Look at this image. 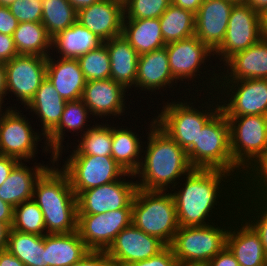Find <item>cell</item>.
<instances>
[{
    "label": "cell",
    "mask_w": 267,
    "mask_h": 266,
    "mask_svg": "<svg viewBox=\"0 0 267 266\" xmlns=\"http://www.w3.org/2000/svg\"><path fill=\"white\" fill-rule=\"evenodd\" d=\"M180 181L170 190L180 227L213 224L238 210L244 185L233 174L217 169H193Z\"/></svg>",
    "instance_id": "1"
},
{
    "label": "cell",
    "mask_w": 267,
    "mask_h": 266,
    "mask_svg": "<svg viewBox=\"0 0 267 266\" xmlns=\"http://www.w3.org/2000/svg\"><path fill=\"white\" fill-rule=\"evenodd\" d=\"M152 117L144 121L148 128L141 125V135L144 129L146 140L143 143L141 164L134 177L137 188L170 191L194 168L189 162L187 151L164 132ZM147 120L150 122L148 125Z\"/></svg>",
    "instance_id": "2"
},
{
    "label": "cell",
    "mask_w": 267,
    "mask_h": 266,
    "mask_svg": "<svg viewBox=\"0 0 267 266\" xmlns=\"http://www.w3.org/2000/svg\"><path fill=\"white\" fill-rule=\"evenodd\" d=\"M160 101L152 104L160 106H157L159 110L154 108V114L152 111L150 114L154 115L155 123L186 151L196 144L204 125L221 109L215 92H194L177 97V100L169 97L167 101Z\"/></svg>",
    "instance_id": "3"
},
{
    "label": "cell",
    "mask_w": 267,
    "mask_h": 266,
    "mask_svg": "<svg viewBox=\"0 0 267 266\" xmlns=\"http://www.w3.org/2000/svg\"><path fill=\"white\" fill-rule=\"evenodd\" d=\"M32 199L43 213L46 234L77 231V198L68 176L55 162L36 181Z\"/></svg>",
    "instance_id": "4"
},
{
    "label": "cell",
    "mask_w": 267,
    "mask_h": 266,
    "mask_svg": "<svg viewBox=\"0 0 267 266\" xmlns=\"http://www.w3.org/2000/svg\"><path fill=\"white\" fill-rule=\"evenodd\" d=\"M165 47L173 78L178 83L180 82L179 84L184 87V90H187L188 93H194V91L195 93L216 92L219 67L215 63L213 64L214 53L195 35L166 44Z\"/></svg>",
    "instance_id": "5"
},
{
    "label": "cell",
    "mask_w": 267,
    "mask_h": 266,
    "mask_svg": "<svg viewBox=\"0 0 267 266\" xmlns=\"http://www.w3.org/2000/svg\"><path fill=\"white\" fill-rule=\"evenodd\" d=\"M187 156L194 169H217L233 174L243 185L247 175L233 162L229 123L220 109L203 127Z\"/></svg>",
    "instance_id": "6"
},
{
    "label": "cell",
    "mask_w": 267,
    "mask_h": 266,
    "mask_svg": "<svg viewBox=\"0 0 267 266\" xmlns=\"http://www.w3.org/2000/svg\"><path fill=\"white\" fill-rule=\"evenodd\" d=\"M132 224L169 246L180 227L171 192L137 188L132 201Z\"/></svg>",
    "instance_id": "7"
},
{
    "label": "cell",
    "mask_w": 267,
    "mask_h": 266,
    "mask_svg": "<svg viewBox=\"0 0 267 266\" xmlns=\"http://www.w3.org/2000/svg\"><path fill=\"white\" fill-rule=\"evenodd\" d=\"M238 210L229 218L204 226L179 227L169 245L178 262L208 264L226 247L227 234Z\"/></svg>",
    "instance_id": "8"
},
{
    "label": "cell",
    "mask_w": 267,
    "mask_h": 266,
    "mask_svg": "<svg viewBox=\"0 0 267 266\" xmlns=\"http://www.w3.org/2000/svg\"><path fill=\"white\" fill-rule=\"evenodd\" d=\"M233 162L250 174L267 157V116H226Z\"/></svg>",
    "instance_id": "9"
},
{
    "label": "cell",
    "mask_w": 267,
    "mask_h": 266,
    "mask_svg": "<svg viewBox=\"0 0 267 266\" xmlns=\"http://www.w3.org/2000/svg\"><path fill=\"white\" fill-rule=\"evenodd\" d=\"M24 112V108L23 111L20 108H10L3 116L0 123V155L13 157L19 161L34 162L37 160L35 157H38V152L41 151L39 147L43 148L44 157L48 154L53 155L47 146L45 136L38 128L35 129L34 123L31 125V118Z\"/></svg>",
    "instance_id": "10"
},
{
    "label": "cell",
    "mask_w": 267,
    "mask_h": 266,
    "mask_svg": "<svg viewBox=\"0 0 267 266\" xmlns=\"http://www.w3.org/2000/svg\"><path fill=\"white\" fill-rule=\"evenodd\" d=\"M54 162L68 176L76 196L82 191L117 181L126 174L112 156L68 154L63 159L54 156Z\"/></svg>",
    "instance_id": "11"
},
{
    "label": "cell",
    "mask_w": 267,
    "mask_h": 266,
    "mask_svg": "<svg viewBox=\"0 0 267 266\" xmlns=\"http://www.w3.org/2000/svg\"><path fill=\"white\" fill-rule=\"evenodd\" d=\"M215 93L225 116H267V79L218 81Z\"/></svg>",
    "instance_id": "12"
},
{
    "label": "cell",
    "mask_w": 267,
    "mask_h": 266,
    "mask_svg": "<svg viewBox=\"0 0 267 266\" xmlns=\"http://www.w3.org/2000/svg\"><path fill=\"white\" fill-rule=\"evenodd\" d=\"M262 37L261 15L246 3L234 4L224 40L213 52L215 64L220 68L235 53L246 50Z\"/></svg>",
    "instance_id": "13"
},
{
    "label": "cell",
    "mask_w": 267,
    "mask_h": 266,
    "mask_svg": "<svg viewBox=\"0 0 267 266\" xmlns=\"http://www.w3.org/2000/svg\"><path fill=\"white\" fill-rule=\"evenodd\" d=\"M181 89L183 90L180 91ZM132 91H134L138 96L141 93H145L146 97L144 95L143 96L141 95L139 96L141 98L142 97L148 98L147 97L148 93L150 94L149 95L150 97L153 94L154 96H156L154 100L157 99V101L159 99L163 100L164 95L166 97L165 99L167 100L169 96H166V95H169V94L172 96V98L181 97L182 94L184 95L188 94L187 91L184 90L183 87H180V84H178V82L173 78V75H172V72L169 66V58H168V54L166 51V47L151 51L149 53L139 55L135 88ZM167 91L168 92L170 91L171 93L169 92L168 94ZM174 93H177V94L174 95ZM156 94L157 95L160 94L161 96H163V98L162 97L157 98ZM177 95H180V96H177Z\"/></svg>",
    "instance_id": "14"
},
{
    "label": "cell",
    "mask_w": 267,
    "mask_h": 266,
    "mask_svg": "<svg viewBox=\"0 0 267 266\" xmlns=\"http://www.w3.org/2000/svg\"><path fill=\"white\" fill-rule=\"evenodd\" d=\"M5 64L6 92L12 102L25 108L33 99L37 89L46 79L47 57L17 55ZM14 96V97H13ZM13 97V99H12ZM16 97V100H15ZM15 100V101H14ZM19 104H21L19 106Z\"/></svg>",
    "instance_id": "15"
},
{
    "label": "cell",
    "mask_w": 267,
    "mask_h": 266,
    "mask_svg": "<svg viewBox=\"0 0 267 266\" xmlns=\"http://www.w3.org/2000/svg\"><path fill=\"white\" fill-rule=\"evenodd\" d=\"M128 93L129 90L123 85L109 78L97 81H87L81 99L90 110L93 118L97 119L96 121L101 119V122H109L113 118L111 120L112 122H114V120L119 122L121 121V118H123V122V120H126L124 118L129 116V113L131 112L130 104H134L132 103V99H129L131 98V92ZM128 99L130 101H128Z\"/></svg>",
    "instance_id": "16"
},
{
    "label": "cell",
    "mask_w": 267,
    "mask_h": 266,
    "mask_svg": "<svg viewBox=\"0 0 267 266\" xmlns=\"http://www.w3.org/2000/svg\"><path fill=\"white\" fill-rule=\"evenodd\" d=\"M136 189L134 174L126 173L117 181L82 191L76 196L78 215L132 209Z\"/></svg>",
    "instance_id": "17"
},
{
    "label": "cell",
    "mask_w": 267,
    "mask_h": 266,
    "mask_svg": "<svg viewBox=\"0 0 267 266\" xmlns=\"http://www.w3.org/2000/svg\"><path fill=\"white\" fill-rule=\"evenodd\" d=\"M132 223V209L78 215L77 232L91 251H106L116 236Z\"/></svg>",
    "instance_id": "18"
},
{
    "label": "cell",
    "mask_w": 267,
    "mask_h": 266,
    "mask_svg": "<svg viewBox=\"0 0 267 266\" xmlns=\"http://www.w3.org/2000/svg\"><path fill=\"white\" fill-rule=\"evenodd\" d=\"M166 247L163 241L146 234L131 223L116 236L105 252L115 266H126L156 256Z\"/></svg>",
    "instance_id": "19"
},
{
    "label": "cell",
    "mask_w": 267,
    "mask_h": 266,
    "mask_svg": "<svg viewBox=\"0 0 267 266\" xmlns=\"http://www.w3.org/2000/svg\"><path fill=\"white\" fill-rule=\"evenodd\" d=\"M234 2L204 0L195 13V36L214 52L223 42Z\"/></svg>",
    "instance_id": "20"
},
{
    "label": "cell",
    "mask_w": 267,
    "mask_h": 266,
    "mask_svg": "<svg viewBox=\"0 0 267 266\" xmlns=\"http://www.w3.org/2000/svg\"><path fill=\"white\" fill-rule=\"evenodd\" d=\"M123 18L120 0H100L77 11V21L103 41L122 35Z\"/></svg>",
    "instance_id": "21"
},
{
    "label": "cell",
    "mask_w": 267,
    "mask_h": 266,
    "mask_svg": "<svg viewBox=\"0 0 267 266\" xmlns=\"http://www.w3.org/2000/svg\"><path fill=\"white\" fill-rule=\"evenodd\" d=\"M267 79V38L231 56L219 68L218 81Z\"/></svg>",
    "instance_id": "22"
},
{
    "label": "cell",
    "mask_w": 267,
    "mask_h": 266,
    "mask_svg": "<svg viewBox=\"0 0 267 266\" xmlns=\"http://www.w3.org/2000/svg\"><path fill=\"white\" fill-rule=\"evenodd\" d=\"M226 247L239 266H267V257L259 234L240 214L231 222Z\"/></svg>",
    "instance_id": "23"
},
{
    "label": "cell",
    "mask_w": 267,
    "mask_h": 266,
    "mask_svg": "<svg viewBox=\"0 0 267 266\" xmlns=\"http://www.w3.org/2000/svg\"><path fill=\"white\" fill-rule=\"evenodd\" d=\"M47 159L50 162L45 163L43 160L39 163L37 161L34 163L20 161L0 186V199L9 203L12 207L32 199L35 183L54 163V155H50ZM26 163L33 164V166H28Z\"/></svg>",
    "instance_id": "24"
},
{
    "label": "cell",
    "mask_w": 267,
    "mask_h": 266,
    "mask_svg": "<svg viewBox=\"0 0 267 266\" xmlns=\"http://www.w3.org/2000/svg\"><path fill=\"white\" fill-rule=\"evenodd\" d=\"M96 122L82 99L67 101L59 124L45 137L49 150L55 156L65 148V145L66 147L69 146L70 140L65 141L66 137H68V132L71 133V137L73 134V136L79 138Z\"/></svg>",
    "instance_id": "25"
},
{
    "label": "cell",
    "mask_w": 267,
    "mask_h": 266,
    "mask_svg": "<svg viewBox=\"0 0 267 266\" xmlns=\"http://www.w3.org/2000/svg\"><path fill=\"white\" fill-rule=\"evenodd\" d=\"M46 78L65 101L81 99L87 82L78 59L51 55L47 57Z\"/></svg>",
    "instance_id": "26"
},
{
    "label": "cell",
    "mask_w": 267,
    "mask_h": 266,
    "mask_svg": "<svg viewBox=\"0 0 267 266\" xmlns=\"http://www.w3.org/2000/svg\"><path fill=\"white\" fill-rule=\"evenodd\" d=\"M118 123L117 121L116 123L115 121L112 122L111 156L126 173L134 174L141 164L143 143L146 135L140 136L137 133L136 128L140 126L136 124V121L135 126H133L135 129L130 125V121L127 123L125 120V126L122 122ZM127 124L130 126L128 127Z\"/></svg>",
    "instance_id": "27"
},
{
    "label": "cell",
    "mask_w": 267,
    "mask_h": 266,
    "mask_svg": "<svg viewBox=\"0 0 267 266\" xmlns=\"http://www.w3.org/2000/svg\"><path fill=\"white\" fill-rule=\"evenodd\" d=\"M66 102L46 78L24 110L36 118L35 122L39 118L37 127L46 137L59 124Z\"/></svg>",
    "instance_id": "28"
},
{
    "label": "cell",
    "mask_w": 267,
    "mask_h": 266,
    "mask_svg": "<svg viewBox=\"0 0 267 266\" xmlns=\"http://www.w3.org/2000/svg\"><path fill=\"white\" fill-rule=\"evenodd\" d=\"M103 43L111 62L110 78L132 92V88H135L139 54L122 35Z\"/></svg>",
    "instance_id": "29"
},
{
    "label": "cell",
    "mask_w": 267,
    "mask_h": 266,
    "mask_svg": "<svg viewBox=\"0 0 267 266\" xmlns=\"http://www.w3.org/2000/svg\"><path fill=\"white\" fill-rule=\"evenodd\" d=\"M103 42L95 33L76 21L71 27L52 37L50 55L78 59L83 54L98 48Z\"/></svg>",
    "instance_id": "30"
},
{
    "label": "cell",
    "mask_w": 267,
    "mask_h": 266,
    "mask_svg": "<svg viewBox=\"0 0 267 266\" xmlns=\"http://www.w3.org/2000/svg\"><path fill=\"white\" fill-rule=\"evenodd\" d=\"M122 36L139 54L165 47L159 18L123 19Z\"/></svg>",
    "instance_id": "31"
},
{
    "label": "cell",
    "mask_w": 267,
    "mask_h": 266,
    "mask_svg": "<svg viewBox=\"0 0 267 266\" xmlns=\"http://www.w3.org/2000/svg\"><path fill=\"white\" fill-rule=\"evenodd\" d=\"M91 250L77 231L65 234H46V263L48 266H71Z\"/></svg>",
    "instance_id": "32"
},
{
    "label": "cell",
    "mask_w": 267,
    "mask_h": 266,
    "mask_svg": "<svg viewBox=\"0 0 267 266\" xmlns=\"http://www.w3.org/2000/svg\"><path fill=\"white\" fill-rule=\"evenodd\" d=\"M71 142L70 146L60 150L55 156L70 155H94V156H111L112 151V122H96L79 138ZM76 141V143H75ZM74 145V146H73ZM73 147V148H71ZM65 154H64V153ZM68 152V153H67ZM63 153V154H62Z\"/></svg>",
    "instance_id": "33"
},
{
    "label": "cell",
    "mask_w": 267,
    "mask_h": 266,
    "mask_svg": "<svg viewBox=\"0 0 267 266\" xmlns=\"http://www.w3.org/2000/svg\"><path fill=\"white\" fill-rule=\"evenodd\" d=\"M7 250L25 266H48L46 235H35L10 229Z\"/></svg>",
    "instance_id": "34"
},
{
    "label": "cell",
    "mask_w": 267,
    "mask_h": 266,
    "mask_svg": "<svg viewBox=\"0 0 267 266\" xmlns=\"http://www.w3.org/2000/svg\"><path fill=\"white\" fill-rule=\"evenodd\" d=\"M12 36L18 55L48 57L51 54L52 38L41 22L18 23Z\"/></svg>",
    "instance_id": "35"
},
{
    "label": "cell",
    "mask_w": 267,
    "mask_h": 266,
    "mask_svg": "<svg viewBox=\"0 0 267 266\" xmlns=\"http://www.w3.org/2000/svg\"><path fill=\"white\" fill-rule=\"evenodd\" d=\"M165 44L195 35V14L171 3L159 17Z\"/></svg>",
    "instance_id": "36"
},
{
    "label": "cell",
    "mask_w": 267,
    "mask_h": 266,
    "mask_svg": "<svg viewBox=\"0 0 267 266\" xmlns=\"http://www.w3.org/2000/svg\"><path fill=\"white\" fill-rule=\"evenodd\" d=\"M237 209L238 213L259 234L267 257V201L256 197L243 186Z\"/></svg>",
    "instance_id": "37"
},
{
    "label": "cell",
    "mask_w": 267,
    "mask_h": 266,
    "mask_svg": "<svg viewBox=\"0 0 267 266\" xmlns=\"http://www.w3.org/2000/svg\"><path fill=\"white\" fill-rule=\"evenodd\" d=\"M42 24L52 38L77 21V11L68 0H42Z\"/></svg>",
    "instance_id": "38"
},
{
    "label": "cell",
    "mask_w": 267,
    "mask_h": 266,
    "mask_svg": "<svg viewBox=\"0 0 267 266\" xmlns=\"http://www.w3.org/2000/svg\"><path fill=\"white\" fill-rule=\"evenodd\" d=\"M11 229L23 233L46 235L43 213L33 199L24 201L14 207Z\"/></svg>",
    "instance_id": "39"
},
{
    "label": "cell",
    "mask_w": 267,
    "mask_h": 266,
    "mask_svg": "<svg viewBox=\"0 0 267 266\" xmlns=\"http://www.w3.org/2000/svg\"><path fill=\"white\" fill-rule=\"evenodd\" d=\"M78 61L87 81L110 78L111 62L104 43L98 48L80 56Z\"/></svg>",
    "instance_id": "40"
},
{
    "label": "cell",
    "mask_w": 267,
    "mask_h": 266,
    "mask_svg": "<svg viewBox=\"0 0 267 266\" xmlns=\"http://www.w3.org/2000/svg\"><path fill=\"white\" fill-rule=\"evenodd\" d=\"M170 4L171 0H124L123 19L159 18Z\"/></svg>",
    "instance_id": "41"
},
{
    "label": "cell",
    "mask_w": 267,
    "mask_h": 266,
    "mask_svg": "<svg viewBox=\"0 0 267 266\" xmlns=\"http://www.w3.org/2000/svg\"><path fill=\"white\" fill-rule=\"evenodd\" d=\"M9 9L18 23L42 22V0H16Z\"/></svg>",
    "instance_id": "42"
},
{
    "label": "cell",
    "mask_w": 267,
    "mask_h": 266,
    "mask_svg": "<svg viewBox=\"0 0 267 266\" xmlns=\"http://www.w3.org/2000/svg\"><path fill=\"white\" fill-rule=\"evenodd\" d=\"M244 186L256 197L267 201V157L247 175Z\"/></svg>",
    "instance_id": "43"
},
{
    "label": "cell",
    "mask_w": 267,
    "mask_h": 266,
    "mask_svg": "<svg viewBox=\"0 0 267 266\" xmlns=\"http://www.w3.org/2000/svg\"><path fill=\"white\" fill-rule=\"evenodd\" d=\"M178 260L173 254L172 249L167 246L156 256L150 257L142 261H136L126 266H177Z\"/></svg>",
    "instance_id": "44"
},
{
    "label": "cell",
    "mask_w": 267,
    "mask_h": 266,
    "mask_svg": "<svg viewBox=\"0 0 267 266\" xmlns=\"http://www.w3.org/2000/svg\"><path fill=\"white\" fill-rule=\"evenodd\" d=\"M71 266H115L105 251H90L82 260Z\"/></svg>",
    "instance_id": "45"
},
{
    "label": "cell",
    "mask_w": 267,
    "mask_h": 266,
    "mask_svg": "<svg viewBox=\"0 0 267 266\" xmlns=\"http://www.w3.org/2000/svg\"><path fill=\"white\" fill-rule=\"evenodd\" d=\"M17 26L18 21L11 13L9 7L0 6V33L12 36Z\"/></svg>",
    "instance_id": "46"
},
{
    "label": "cell",
    "mask_w": 267,
    "mask_h": 266,
    "mask_svg": "<svg viewBox=\"0 0 267 266\" xmlns=\"http://www.w3.org/2000/svg\"><path fill=\"white\" fill-rule=\"evenodd\" d=\"M17 55L13 36L0 33V62L6 63Z\"/></svg>",
    "instance_id": "47"
},
{
    "label": "cell",
    "mask_w": 267,
    "mask_h": 266,
    "mask_svg": "<svg viewBox=\"0 0 267 266\" xmlns=\"http://www.w3.org/2000/svg\"><path fill=\"white\" fill-rule=\"evenodd\" d=\"M207 266H239V263L230 250L225 247L208 262Z\"/></svg>",
    "instance_id": "48"
},
{
    "label": "cell",
    "mask_w": 267,
    "mask_h": 266,
    "mask_svg": "<svg viewBox=\"0 0 267 266\" xmlns=\"http://www.w3.org/2000/svg\"><path fill=\"white\" fill-rule=\"evenodd\" d=\"M20 161L9 156L0 155V186L5 182L13 168Z\"/></svg>",
    "instance_id": "49"
},
{
    "label": "cell",
    "mask_w": 267,
    "mask_h": 266,
    "mask_svg": "<svg viewBox=\"0 0 267 266\" xmlns=\"http://www.w3.org/2000/svg\"><path fill=\"white\" fill-rule=\"evenodd\" d=\"M14 207L9 203L0 199V222L8 224L12 227Z\"/></svg>",
    "instance_id": "50"
},
{
    "label": "cell",
    "mask_w": 267,
    "mask_h": 266,
    "mask_svg": "<svg viewBox=\"0 0 267 266\" xmlns=\"http://www.w3.org/2000/svg\"><path fill=\"white\" fill-rule=\"evenodd\" d=\"M0 266H25L24 263L8 250L0 252Z\"/></svg>",
    "instance_id": "51"
},
{
    "label": "cell",
    "mask_w": 267,
    "mask_h": 266,
    "mask_svg": "<svg viewBox=\"0 0 267 266\" xmlns=\"http://www.w3.org/2000/svg\"><path fill=\"white\" fill-rule=\"evenodd\" d=\"M203 1L204 0H171V3L183 9L190 10L195 14Z\"/></svg>",
    "instance_id": "52"
},
{
    "label": "cell",
    "mask_w": 267,
    "mask_h": 266,
    "mask_svg": "<svg viewBox=\"0 0 267 266\" xmlns=\"http://www.w3.org/2000/svg\"><path fill=\"white\" fill-rule=\"evenodd\" d=\"M6 92V76H5V64L0 62V103L10 104L8 103ZM7 100V103H5Z\"/></svg>",
    "instance_id": "53"
},
{
    "label": "cell",
    "mask_w": 267,
    "mask_h": 266,
    "mask_svg": "<svg viewBox=\"0 0 267 266\" xmlns=\"http://www.w3.org/2000/svg\"><path fill=\"white\" fill-rule=\"evenodd\" d=\"M10 229L8 224L0 222V252L7 250Z\"/></svg>",
    "instance_id": "54"
},
{
    "label": "cell",
    "mask_w": 267,
    "mask_h": 266,
    "mask_svg": "<svg viewBox=\"0 0 267 266\" xmlns=\"http://www.w3.org/2000/svg\"><path fill=\"white\" fill-rule=\"evenodd\" d=\"M245 3L260 15L267 10V0H245Z\"/></svg>",
    "instance_id": "55"
},
{
    "label": "cell",
    "mask_w": 267,
    "mask_h": 266,
    "mask_svg": "<svg viewBox=\"0 0 267 266\" xmlns=\"http://www.w3.org/2000/svg\"><path fill=\"white\" fill-rule=\"evenodd\" d=\"M69 3L75 8L76 11L83 9L85 7H89L92 4L100 1V0H68Z\"/></svg>",
    "instance_id": "56"
},
{
    "label": "cell",
    "mask_w": 267,
    "mask_h": 266,
    "mask_svg": "<svg viewBox=\"0 0 267 266\" xmlns=\"http://www.w3.org/2000/svg\"><path fill=\"white\" fill-rule=\"evenodd\" d=\"M262 34L267 38V10L261 14Z\"/></svg>",
    "instance_id": "57"
},
{
    "label": "cell",
    "mask_w": 267,
    "mask_h": 266,
    "mask_svg": "<svg viewBox=\"0 0 267 266\" xmlns=\"http://www.w3.org/2000/svg\"><path fill=\"white\" fill-rule=\"evenodd\" d=\"M6 105H8V104H3V103H0V123H1V121H2V118H3V116L7 113V111L10 109V108H16V105H17V103L16 104H14L13 106H12V104H10V105H8L7 107H6Z\"/></svg>",
    "instance_id": "58"
},
{
    "label": "cell",
    "mask_w": 267,
    "mask_h": 266,
    "mask_svg": "<svg viewBox=\"0 0 267 266\" xmlns=\"http://www.w3.org/2000/svg\"><path fill=\"white\" fill-rule=\"evenodd\" d=\"M177 266H207L206 264L178 262Z\"/></svg>",
    "instance_id": "59"
},
{
    "label": "cell",
    "mask_w": 267,
    "mask_h": 266,
    "mask_svg": "<svg viewBox=\"0 0 267 266\" xmlns=\"http://www.w3.org/2000/svg\"><path fill=\"white\" fill-rule=\"evenodd\" d=\"M15 1L16 0H0V6H7V7H9Z\"/></svg>",
    "instance_id": "60"
},
{
    "label": "cell",
    "mask_w": 267,
    "mask_h": 266,
    "mask_svg": "<svg viewBox=\"0 0 267 266\" xmlns=\"http://www.w3.org/2000/svg\"><path fill=\"white\" fill-rule=\"evenodd\" d=\"M230 1H233L235 4L236 3H245V0H230Z\"/></svg>",
    "instance_id": "61"
}]
</instances>
